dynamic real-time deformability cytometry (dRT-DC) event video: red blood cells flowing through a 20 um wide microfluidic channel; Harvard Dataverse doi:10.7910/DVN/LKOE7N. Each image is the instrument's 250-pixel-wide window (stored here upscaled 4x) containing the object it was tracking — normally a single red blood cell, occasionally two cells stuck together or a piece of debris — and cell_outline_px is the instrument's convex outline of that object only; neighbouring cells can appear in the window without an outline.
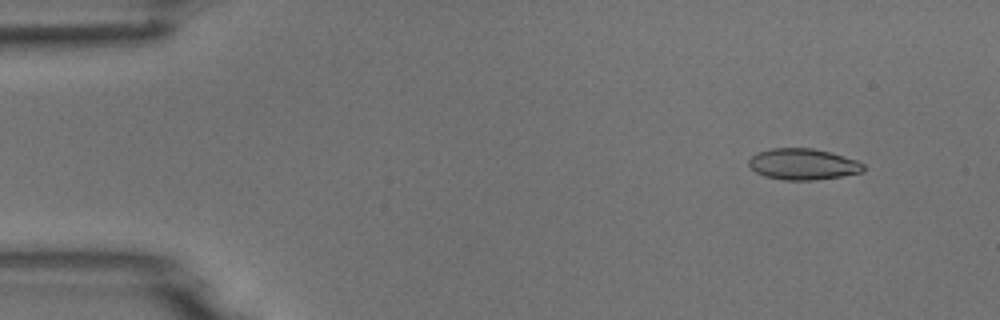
{"species": "common noctule bat (a hibernating species)", "species_latin": "Nyctalus noctula", "temperature_condition": "room temperature", "stored_images_in_passage": 6, "segment_of_instrument_passage": [1, 2], "camera_frame_rate_fps": 3000, "um_per_image_px": 0.085, "animal": {"sex": "male", "body_mass_g": 18.8}, "frame": {"image": 1, "passage_image": 2, "time_ms": 1.0, "image_size_px": [1000, 320], "cell_outline_px": [[864, 172], [816, 180], [784, 180], [764, 176], [756, 172], [748, 164], [748, 160], [756, 152], [772, 148], [812, 148], [828, 152], [856, 160], [864, 164]], "centroid_in_image_um": [68.23, 13.96], "position_along_channel_um": 16.8, "area_um2": 20.75}}